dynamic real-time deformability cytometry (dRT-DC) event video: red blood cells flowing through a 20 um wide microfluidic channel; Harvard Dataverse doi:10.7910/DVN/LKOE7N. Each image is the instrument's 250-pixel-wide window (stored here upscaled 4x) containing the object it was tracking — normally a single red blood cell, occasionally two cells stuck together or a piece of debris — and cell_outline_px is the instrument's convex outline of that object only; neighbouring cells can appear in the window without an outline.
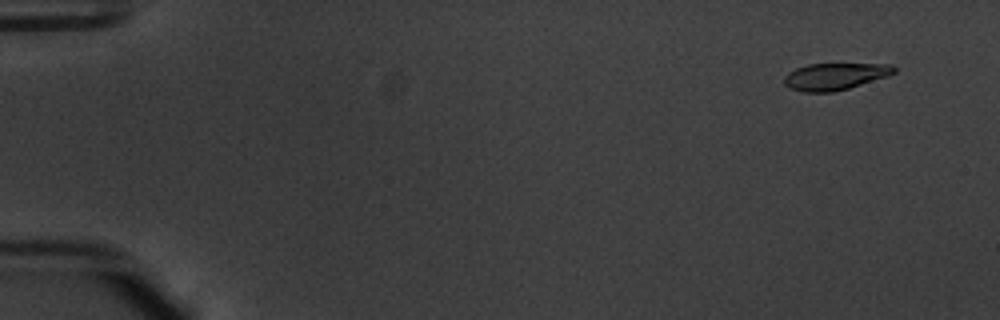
{"species": "common noctule bat (a hibernating species)", "species_latin": "Nyctalus noctula", "temperature_condition": "warm", "stored_images_in_passage": 55, "camera_frame_rate_fps": 3000, "um_per_image_px": 0.085, "animal": {"sex": "male", "body_mass_g": 20.1, "forearm_length_mm": 53.5}, "frame": {"image": 1, "passage_image": 4, "time_ms": 1.0, "image_size_px": [1000, 320], "cell_outline_px": [[896, 72], [888, 76], [848, 88], [832, 92], [804, 92], [788, 88], [784, 84], [784, 76], [788, 72], [796, 68], [808, 64], [892, 64], [896, 68]], "centroid_in_image_um": [70.95, 6.49], "position_along_channel_um": 14.0, "area_um2": 17.22}}
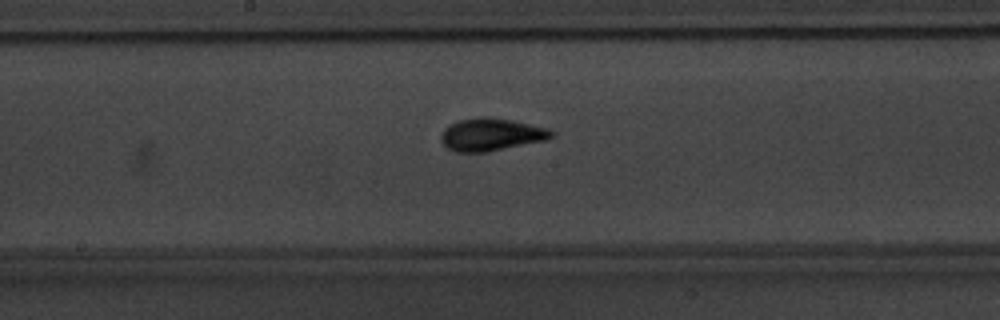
{"frame": {"image": 2, "passage_image": 30, "time_ms": 9.667, "image_size_px": [1000, 320], "cell_outline_px": [[556, 132], [552, 136], [544, 140], [488, 152], [456, 152], [448, 148], [440, 140], [440, 132], [448, 124], [460, 120], [484, 116], [488, 116], [512, 120], [548, 128]], "centroid_in_image_um": [41.71, 11.43], "position_along_channel_um": 206.5, "area_um2": 21.04}}
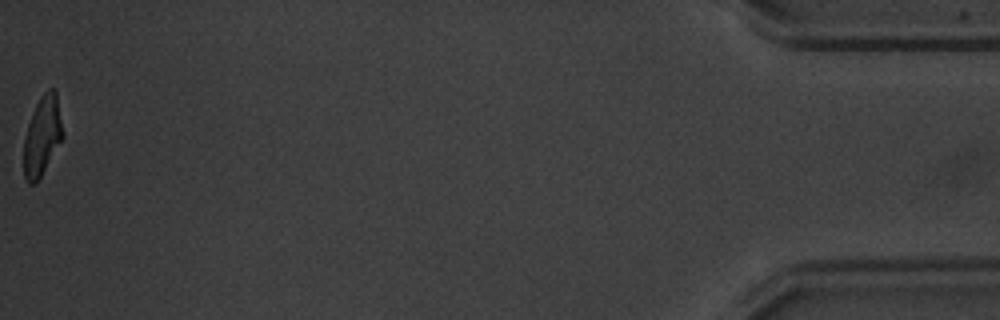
{"frame": {"image": 3, "passage_image": 55, "time_ms": 18.0, "image_size_px": [1000, 320], "cell_outline_px": [[64, 136], [40, 176], [32, 184], [28, 184], [24, 176], [24, 140], [28, 124], [32, 112], [40, 96], [48, 88], [56, 88], [64, 132]], "centroid_in_image_um": [3.61, 11.47], "position_along_channel_um": 431.6, "area_um2": 17.98}, "authors_computed_cell_mechanics": {"area_um2": 19.1318, "velocity_mm_per_s": 3.7721, "shape_relaxation_time_tau1_ms": 2.6246, "shape_relaxation_time_tau2_ms": 1.4219, "deformation_change_tau1": 0.1655, "deformation_change_tau2": 0.0829}}